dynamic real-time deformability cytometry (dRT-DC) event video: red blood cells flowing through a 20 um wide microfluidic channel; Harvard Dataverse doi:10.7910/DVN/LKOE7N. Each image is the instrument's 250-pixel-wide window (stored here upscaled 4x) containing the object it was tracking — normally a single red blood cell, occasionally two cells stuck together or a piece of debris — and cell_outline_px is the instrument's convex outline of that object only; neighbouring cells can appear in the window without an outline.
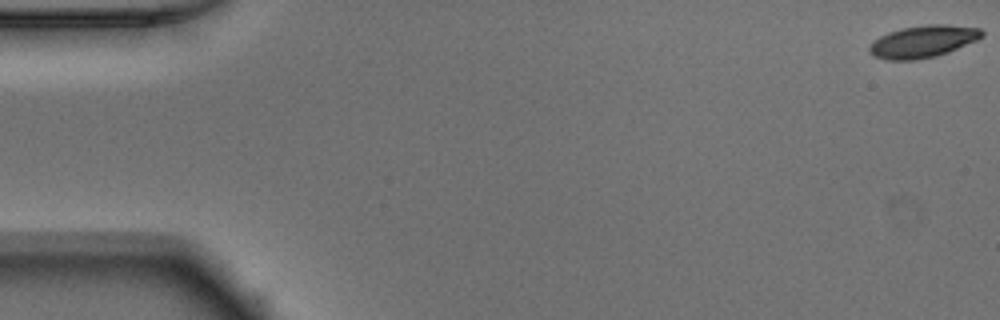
{"species": "Egyptian fruit bat (a non-hibernating species)", "species_latin": "Rousettus aegyptiacus", "temperature_condition": "warm", "stored_images_in_passage": 52, "camera_frame_rate_fps": 3000, "um_per_image_px": 0.085, "animal": {"sex": "male"}, "frame": {"image": 1, "passage_image": 1, "time_ms": 0.0, "image_size_px": [1000, 320], "cell_outline_px": [[984, 36], [976, 40], [948, 52], [936, 56], [916, 60], [888, 60], [876, 56], [868, 52], [868, 48], [880, 36], [888, 32], [900, 28], [928, 24], [948, 24], [980, 28], [984, 32]], "centroid_in_image_um": [78.47, 3.51], "position_along_channel_um": 6.5, "area_um2": 21.04}}
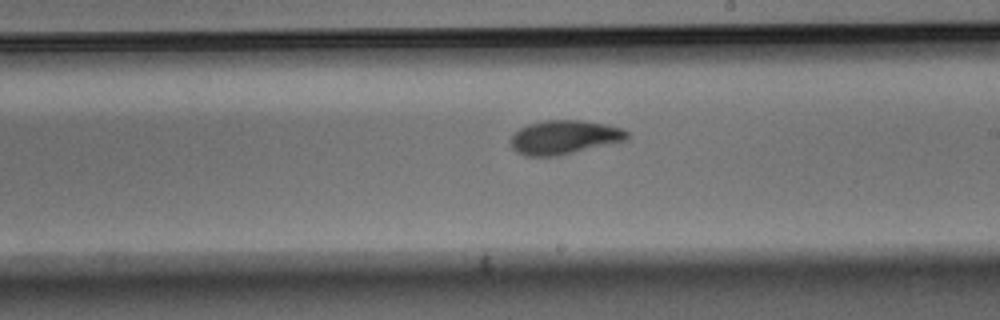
{"frame": {"image": 2, "passage_image": 30, "time_ms": 9.667, "image_size_px": [1000, 320], "cell_outline_px": [[628, 140], [560, 156], [524, 156], [516, 152], [508, 144], [508, 140], [512, 132], [528, 124], [544, 120], [580, 120], [604, 124], [620, 128], [628, 132]], "centroid_in_image_um": [47.89, 11.68], "position_along_channel_um": 241.1, "area_um2": 23.47}}
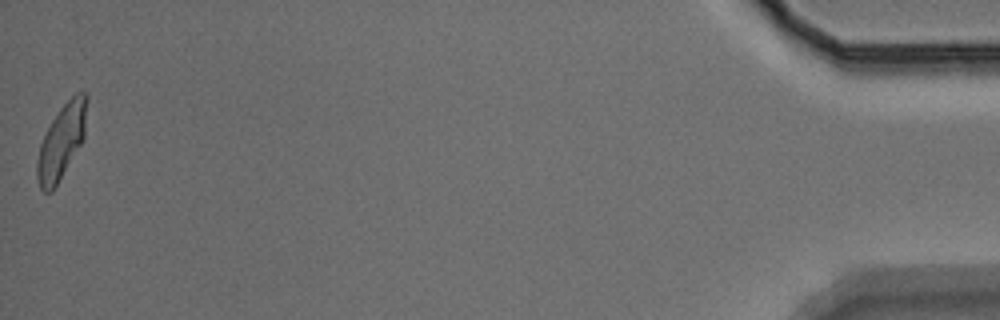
{"frame": {"image": 3, "passage_image": 52, "time_ms": 17.0, "image_size_px": [1000, 320], "cell_outline_px": [[88, 100], [84, 136], [80, 144], [52, 192], [44, 192], [40, 188], [36, 176], [36, 160], [40, 144], [52, 120], [60, 108], [76, 92], [88, 92]], "centroid_in_image_um": [5.23, 12.01], "position_along_channel_um": 430.0, "area_um2": 21.33}, "authors_computed_cell_mechanics": {"area_um2": 22.1374, "velocity_mm_per_s": 3.9005, "shape_relaxation_time_tau1_ms": 3.1571, "shape_relaxation_time_tau2_ms": 1.0935, "deformation_change_tau1": 0.1418, "deformation_change_tau2": 0.0562}}